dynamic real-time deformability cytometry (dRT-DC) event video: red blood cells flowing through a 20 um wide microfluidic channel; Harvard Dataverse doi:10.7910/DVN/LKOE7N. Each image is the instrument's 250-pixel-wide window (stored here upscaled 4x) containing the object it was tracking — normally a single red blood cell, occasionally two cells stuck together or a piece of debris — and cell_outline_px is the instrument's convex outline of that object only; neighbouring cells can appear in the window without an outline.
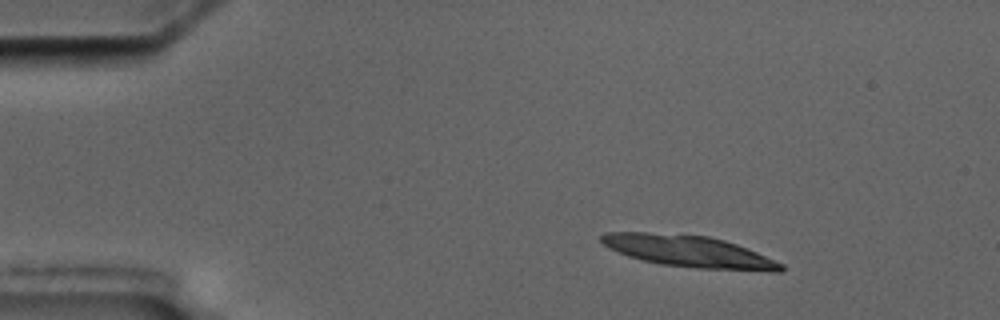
{"species": "common noctule bat (a hibernating species)", "species_latin": "Nyctalus noctula", "temperature_condition": "cold", "stored_images_in_passage": 8, "camera_frame_rate_fps": 3000, "um_per_image_px": 0.085, "animal": {"sex": "male", "body_mass_g": 17.5, "forearm_length_mm": 52.3}, "frame": {"image": 1, "passage_image": 3, "time_ms": 2.333, "image_size_px": [1000, 320], "cell_outline_px": [[784, 268], [780, 272], [772, 272], [700, 268], [660, 264], [628, 256], [604, 244], [600, 240], [600, 236], [604, 232], [648, 232], [708, 236], [724, 240], [736, 244], [756, 252], [784, 264]], "centroid_in_image_um": [58.59, 21.37], "position_along_channel_um": 26.4, "area_um2": 32.83}}
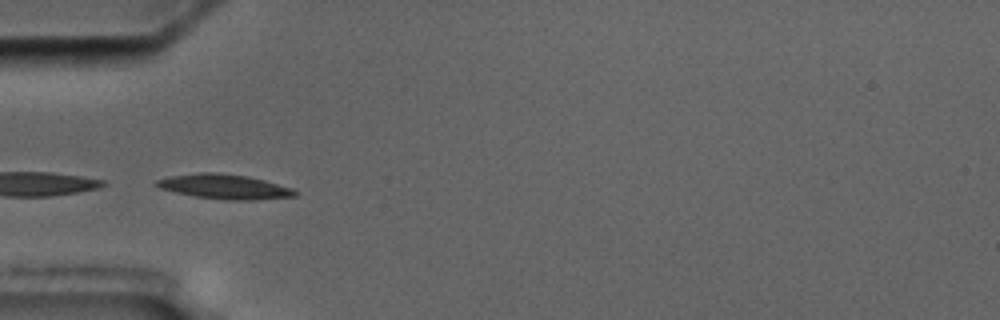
{"frame": {"image": 2, "passage_image": 5, "time_ms": 5.667, "image_size_px": [1000, 320], "cell_outline_px": [[300, 192], [296, 196], [256, 200], [228, 200], [196, 196], [176, 192], [160, 188], [152, 184], [156, 180], [168, 176], [200, 172], [216, 172], [248, 176], [264, 180], [292, 188]], "centroid_in_image_um": [19.08, 15.86], "position_along_channel_um": 65.9, "area_um2": 20.0}}
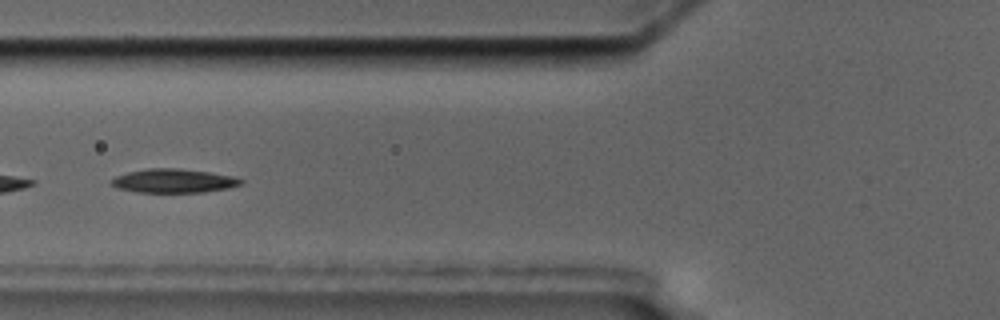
{"frame": {"image": 3, "passage_image": 6, "time_ms": 7.0, "image_size_px": [1000, 320], "cell_outline_px": [[244, 184], [228, 188], [204, 192], [136, 192], [116, 188], [112, 184], [112, 180], [116, 176], [128, 172], [148, 168], [180, 168], [208, 172], [232, 176], [244, 180]], "centroid_in_image_um": [14.78, 15.37], "position_along_channel_um": 111.0, "area_um2": 17.98}}